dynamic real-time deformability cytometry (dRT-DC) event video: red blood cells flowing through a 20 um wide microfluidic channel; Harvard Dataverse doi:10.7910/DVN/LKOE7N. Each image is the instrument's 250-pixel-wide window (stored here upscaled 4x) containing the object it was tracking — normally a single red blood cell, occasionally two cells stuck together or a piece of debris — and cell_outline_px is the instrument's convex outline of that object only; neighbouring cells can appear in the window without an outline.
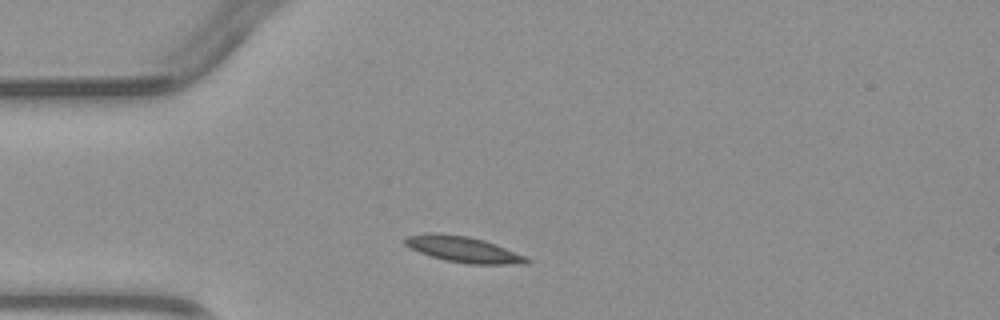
{"species": "common noctule bat (a hibernating species)", "species_latin": "Nyctalus noctula", "temperature_condition": "warm", "stored_images_in_passage": 1, "camera_frame_rate_fps": 3000, "um_per_image_px": 0.085, "animal": {"sex": "male", "body_mass_g": 23.1, "forearm_length_mm": 52.7}, "frame": {"image": 1, "passage_image": 1, "time_ms": 0.0, "image_size_px": [1000, 320], "cell_outline_px": [[532, 260], [528, 264], [468, 264], [444, 260], [420, 252], [404, 244], [404, 240], [408, 236], [468, 236], [484, 240], [496, 244], [524, 256]], "centroid_in_image_um": [39.52, 21.26], "position_along_channel_um": 45.5, "area_um2": 17.34}}